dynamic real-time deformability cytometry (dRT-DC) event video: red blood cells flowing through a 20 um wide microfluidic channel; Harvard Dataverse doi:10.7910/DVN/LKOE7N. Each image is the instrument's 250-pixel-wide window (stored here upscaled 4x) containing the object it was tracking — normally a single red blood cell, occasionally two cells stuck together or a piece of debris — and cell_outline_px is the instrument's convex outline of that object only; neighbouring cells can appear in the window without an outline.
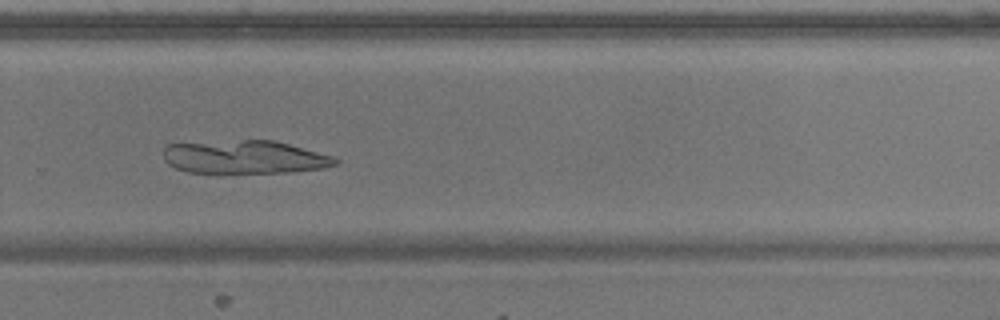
{"species": "common noctule bat (a hibernating species)", "species_latin": "Nyctalus noctula", "temperature_condition": "warm", "stored_images_in_passage": 30, "camera_frame_rate_fps": 3000, "um_per_image_px": 0.085, "animal": {"sex": "male", "body_mass_g": 17.9}, "frame": {"image": 1, "passage_image": 22, "time_ms": 7.0, "image_size_px": [1000, 320], "cell_outline_px": [[340, 160], [336, 164], [320, 168], [292, 172], [188, 172], [176, 168], [168, 164], [164, 160], [164, 148], [168, 144], [244, 140], [272, 140], [288, 144], [332, 156]], "centroid_in_image_um": [20.77, 13.35], "position_along_channel_um": 309.0, "area_um2": 32.77}}